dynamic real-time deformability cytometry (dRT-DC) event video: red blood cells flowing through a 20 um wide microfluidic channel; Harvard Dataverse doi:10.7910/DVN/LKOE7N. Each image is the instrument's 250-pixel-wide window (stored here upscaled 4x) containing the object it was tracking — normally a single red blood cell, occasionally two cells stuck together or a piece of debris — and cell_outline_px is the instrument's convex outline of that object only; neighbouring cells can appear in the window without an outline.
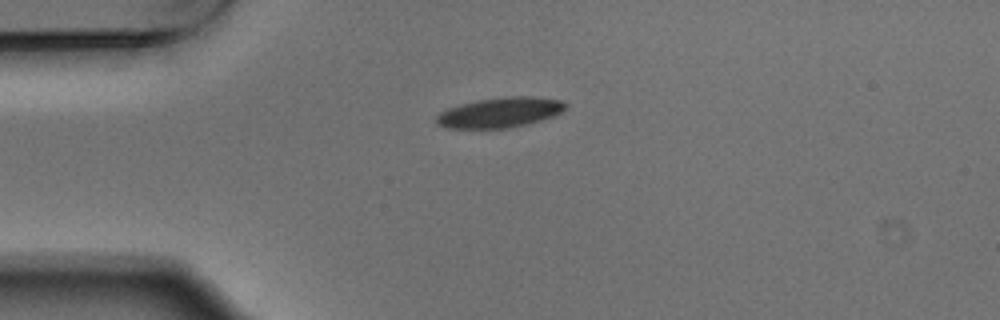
{"species": "Egyptian fruit bat (a non-hibernating species)", "species_latin": "Rousettus aegyptiacus", "temperature_condition": "warm", "stored_images_in_passage": 5, "camera_frame_rate_fps": 3000, "um_per_image_px": 0.085, "animal": {"sex": "male"}, "frame": {"image": 1, "passage_image": 1, "time_ms": 0.0, "image_size_px": [1000, 320], "cell_outline_px": [[568, 104], [560, 112], [552, 116], [528, 124], [508, 128], [448, 128], [436, 124], [436, 116], [440, 112], [448, 108], [460, 104], [476, 100], [512, 96], [532, 96], [560, 100]], "centroid_in_image_um": [42.47, 9.56], "position_along_channel_um": 42.5, "area_um2": 22.54}}
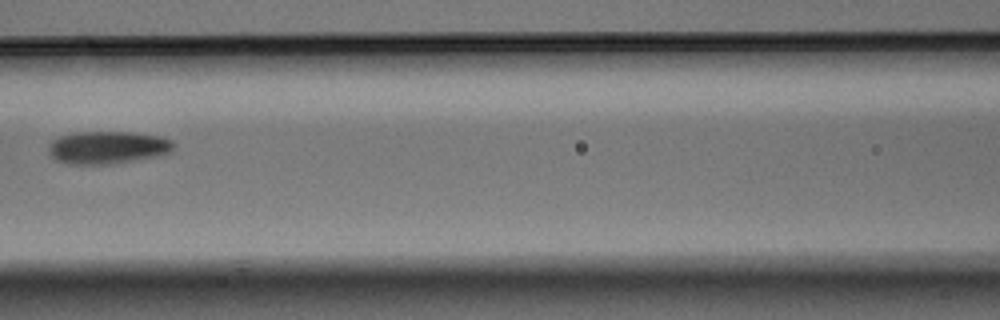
{"frame": {"image": 2, "passage_image": 4, "time_ms": 1.0, "image_size_px": [1000, 320], "cell_outline_px": [[172, 148], [168, 152], [152, 156], [108, 164], [68, 164], [56, 160], [48, 152], [48, 148], [52, 140], [60, 136], [72, 132], [132, 132], [160, 136], [172, 140]], "centroid_in_image_um": [9.06, 12.51], "position_along_channel_um": 157.5, "area_um2": 23.41}}
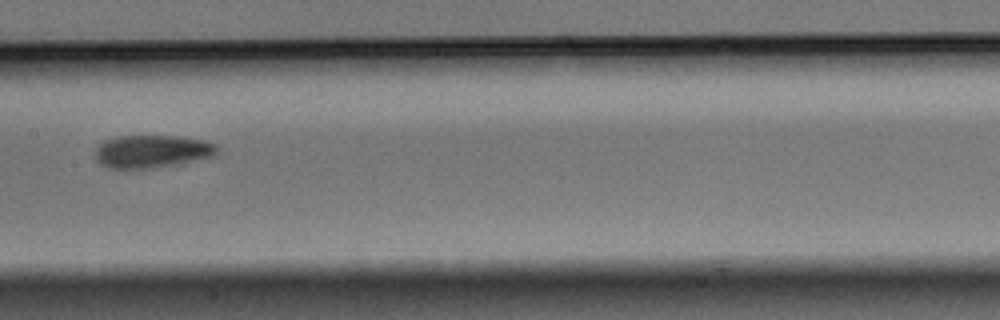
{"frame": {"image": 3, "passage_image": 5, "time_ms": 1.333, "image_size_px": [1000, 320], "cell_outline_px": [[216, 152], [208, 156], [172, 164], [148, 168], [108, 168], [100, 164], [96, 160], [96, 148], [104, 140], [120, 136], [176, 136], [200, 140], [216, 144]], "centroid_in_image_um": [12.8, 12.85], "position_along_channel_um": 194.6, "area_um2": 22.48}}